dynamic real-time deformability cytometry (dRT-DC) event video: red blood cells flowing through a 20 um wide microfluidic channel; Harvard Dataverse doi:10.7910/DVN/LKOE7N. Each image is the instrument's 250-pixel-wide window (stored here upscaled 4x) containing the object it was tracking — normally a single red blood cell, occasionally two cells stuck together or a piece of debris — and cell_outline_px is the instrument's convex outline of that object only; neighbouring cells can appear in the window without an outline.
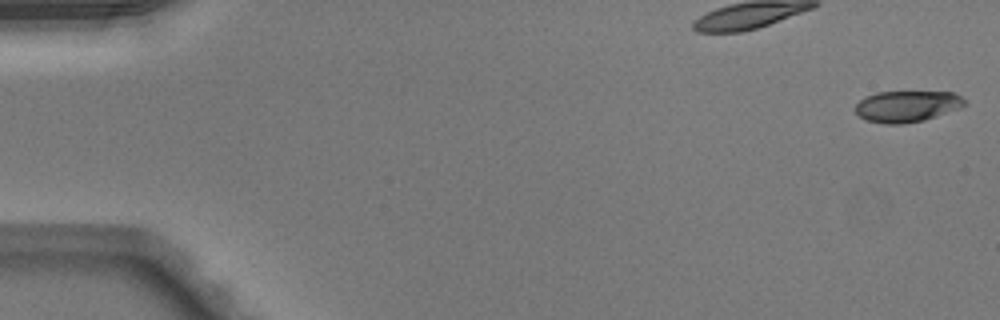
{"species": "Egyptian fruit bat (a non-hibernating species)", "species_latin": "Rousettus aegyptiacus", "temperature_condition": "warm", "stored_images_in_passage": 50, "camera_frame_rate_fps": 3000, "um_per_image_px": 0.085, "animal": {"sex": "male"}, "frame": {"image": 1, "passage_image": 1, "time_ms": 0.0, "image_size_px": [1000, 320], "cell_outline_px": [[968, 104], [960, 108], [924, 120], [900, 124], [888, 124], [868, 120], [860, 116], [856, 112], [856, 104], [864, 96], [876, 92], [952, 92], [960, 96]], "centroid_in_image_um": [77.1, 9.02], "position_along_channel_um": 7.9, "area_um2": 19.77}}
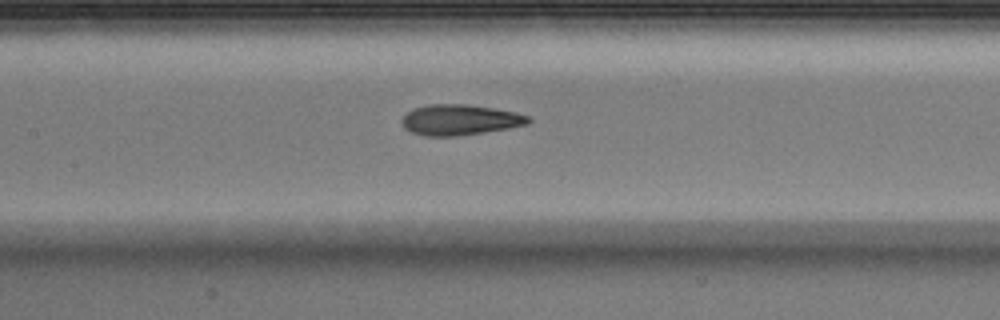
{"frame": {"image": 2, "passage_image": 24, "time_ms": 7.667, "image_size_px": [1000, 320], "cell_outline_px": [[532, 120], [528, 124], [508, 128], [460, 136], [424, 136], [412, 132], [404, 128], [400, 120], [412, 108], [428, 104], [468, 104], [516, 112], [528, 116]], "centroid_in_image_um": [39.07, 10.18], "position_along_channel_um": 168.3, "area_um2": 22.66}}
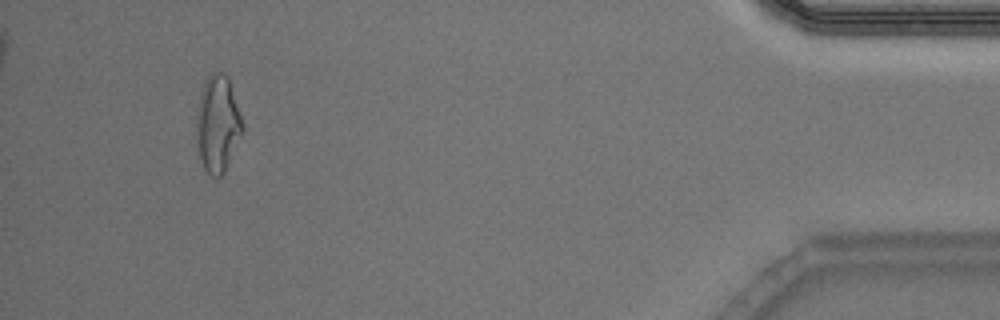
{"frame": {"image": 3, "passage_image": 47, "time_ms": 15.333, "image_size_px": [1000, 320], "cell_outline_px": [[244, 132], [224, 172], [220, 176], [212, 176], [204, 168], [200, 156], [196, 132], [196, 108], [200, 92], [204, 80], [212, 72], [224, 72], [228, 76], [244, 124]], "centroid_in_image_um": [18.51, 10.48], "position_along_channel_um": 416.7, "area_um2": 26.24}, "authors_computed_cell_mechanics": {"area_um2": 22.3397, "velocity_mm_per_s": 4.0879, "shape_relaxation_time_tau1_ms": 5.0848, "shape_relaxation_time_tau2_ms": 1.6704, "deformation_change_tau1": 0.1863, "deformation_change_tau2": 0.0941}}